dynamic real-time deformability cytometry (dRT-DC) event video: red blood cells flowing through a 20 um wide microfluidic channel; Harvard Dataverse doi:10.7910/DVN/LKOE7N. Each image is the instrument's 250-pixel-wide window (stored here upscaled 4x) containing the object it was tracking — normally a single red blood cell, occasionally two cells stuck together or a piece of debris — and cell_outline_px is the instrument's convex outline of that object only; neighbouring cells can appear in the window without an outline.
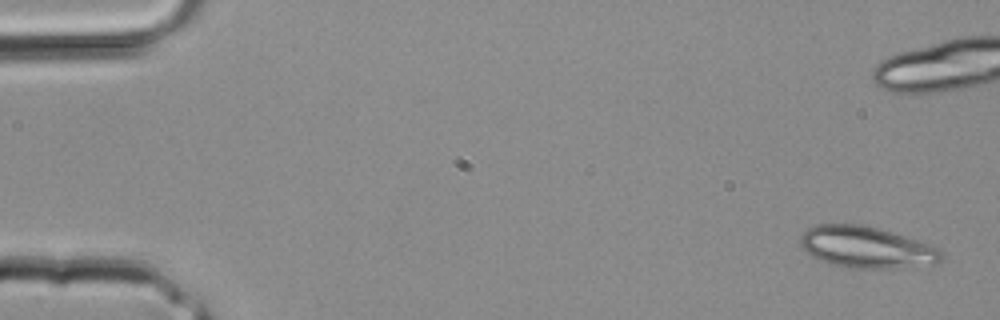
{"species": "common noctule bat (a hibernating species)", "species_latin": "Nyctalus noctula", "temperature_condition": "room temperature", "stored_images_in_passage": 4, "camera_frame_rate_fps": 3000, "um_per_image_px": 0.085, "animal": {"sex": "male", "body_mass_g": 20.4}, "frame": {"image": 1, "passage_image": 1, "time_ms": 0.0, "image_size_px": [1000, 320], "cell_outline_px": [[944, 256], [936, 264], [888, 268], [848, 268], [832, 264], [812, 256], [800, 248], [800, 236], [808, 228], [816, 224], [860, 224], [876, 228], [940, 248], [944, 252]], "centroid_in_image_um": [73.61, 21.02], "position_along_channel_um": 11.4, "area_um2": 33.81}}